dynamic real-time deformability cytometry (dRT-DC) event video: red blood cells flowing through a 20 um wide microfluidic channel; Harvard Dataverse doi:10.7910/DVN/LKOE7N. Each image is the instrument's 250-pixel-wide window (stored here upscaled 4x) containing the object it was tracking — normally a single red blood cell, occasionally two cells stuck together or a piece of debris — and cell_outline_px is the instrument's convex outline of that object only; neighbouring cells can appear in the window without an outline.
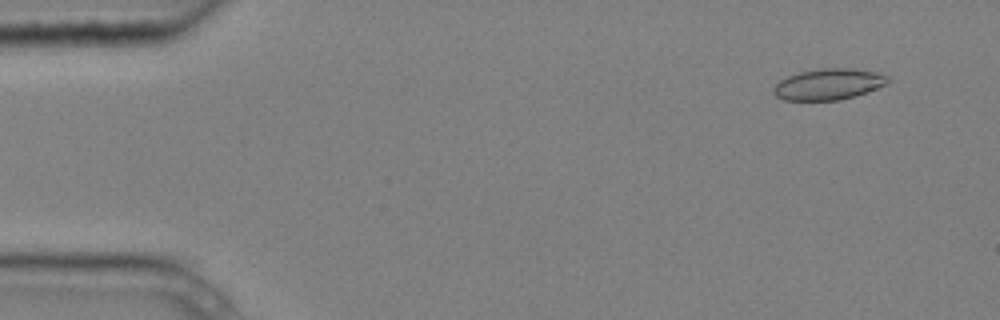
{"species": "common noctule bat (a hibernating species)", "species_latin": "Nyctalus noctula", "temperature_condition": "cold", "stored_images_in_passage": 5, "camera_frame_rate_fps": 3000, "um_per_image_px": 0.085, "animal": {"sex": "male", "body_mass_g": 20.4}, "frame": {"image": 1, "passage_image": 5, "time_ms": 1.333, "image_size_px": [1000, 320], "cell_outline_px": [[888, 84], [856, 96], [840, 100], [784, 100], [776, 96], [772, 92], [772, 88], [780, 80], [788, 76], [800, 72], [816, 68], [852, 68], [876, 72], [888, 76]], "centroid_in_image_um": [70.42, 7.16], "position_along_channel_um": 14.6, "area_um2": 20.87}}